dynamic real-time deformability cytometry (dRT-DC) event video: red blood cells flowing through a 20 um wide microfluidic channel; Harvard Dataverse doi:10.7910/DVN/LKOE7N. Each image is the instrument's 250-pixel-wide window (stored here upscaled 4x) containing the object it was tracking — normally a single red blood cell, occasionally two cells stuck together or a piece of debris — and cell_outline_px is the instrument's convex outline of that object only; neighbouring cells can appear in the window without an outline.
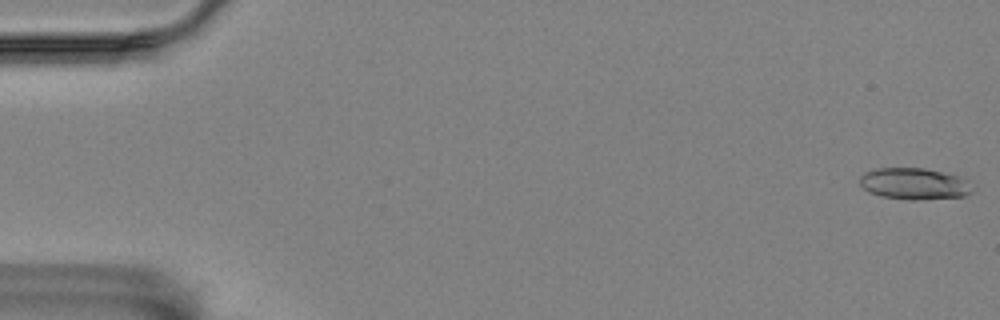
{"species": "Egyptian fruit bat (a non-hibernating species)", "species_latin": "Rousettus aegyptiacus", "temperature_condition": "room temperature", "stored_images_in_passage": 6, "camera_frame_rate_fps": 3000, "um_per_image_px": 0.085, "animal": {"sex": "female"}, "frame": {"image": 1, "passage_image": 1, "time_ms": 0.0, "image_size_px": [1000, 320], "cell_outline_px": [[972, 192], [964, 196], [916, 200], [908, 200], [880, 196], [868, 192], [860, 184], [860, 176], [864, 172], [876, 168], [924, 168], [956, 176], [968, 180]], "centroid_in_image_um": [77.66, 15.62], "position_along_channel_um": 7.3, "area_um2": 20.58}}
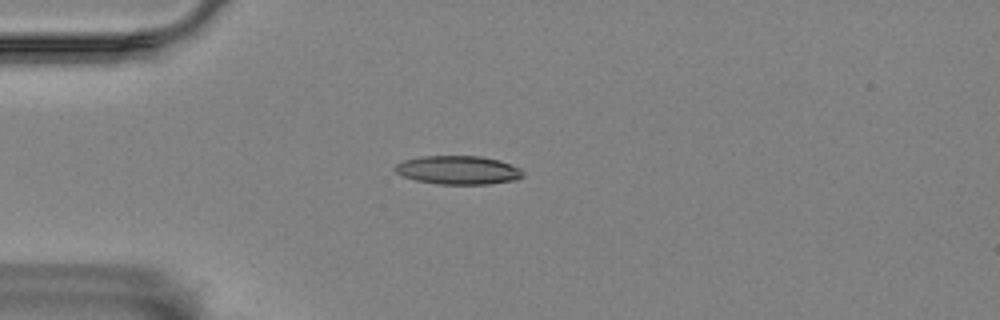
{"frame": {"image": 2, "passage_image": 5, "time_ms": 4.667, "image_size_px": [1000, 320], "cell_outline_px": [[524, 176], [516, 180], [488, 184], [436, 184], [416, 180], [404, 176], [396, 172], [392, 168], [396, 164], [404, 160], [420, 156], [480, 156], [500, 160], [520, 168], [524, 172]], "centroid_in_image_um": [38.95, 14.45], "position_along_channel_um": 46.0, "area_um2": 21.44}}